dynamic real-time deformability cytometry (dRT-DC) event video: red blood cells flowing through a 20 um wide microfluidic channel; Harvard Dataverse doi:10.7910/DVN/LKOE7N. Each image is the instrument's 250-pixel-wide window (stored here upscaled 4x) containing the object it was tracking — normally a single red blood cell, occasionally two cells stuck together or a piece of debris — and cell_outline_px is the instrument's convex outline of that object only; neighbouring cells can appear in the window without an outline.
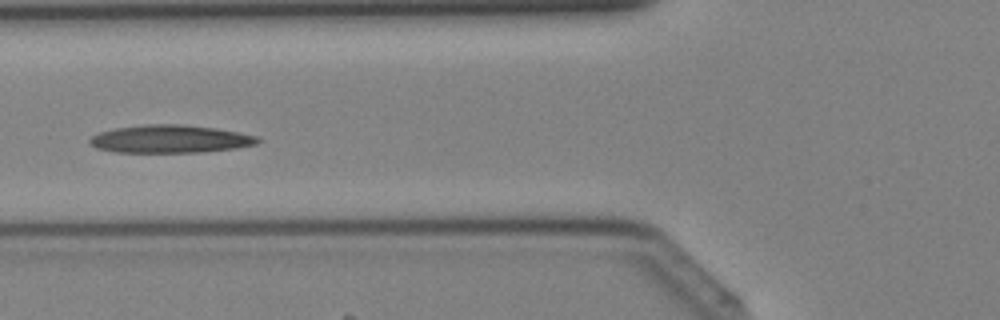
{"species": "Egyptian fruit bat (a non-hibernating species)", "species_latin": "Rousettus aegyptiacus", "temperature_condition": "cold", "stored_images_in_passage": 30, "camera_frame_rate_fps": 3000, "um_per_image_px": 0.085, "animal": {"sex": "female"}, "frame": {"image": 1, "passage_image": 5, "time_ms": 1.333, "image_size_px": [1000, 320], "cell_outline_px": [[260, 140], [256, 144], [236, 148], [200, 152], [116, 152], [96, 148], [88, 144], [88, 140], [92, 136], [100, 132], [116, 128], [144, 124], [184, 124], [216, 128], [240, 132], [256, 136]], "centroid_in_image_um": [14.44, 11.81], "position_along_channel_um": 111.4, "area_um2": 27.34}}
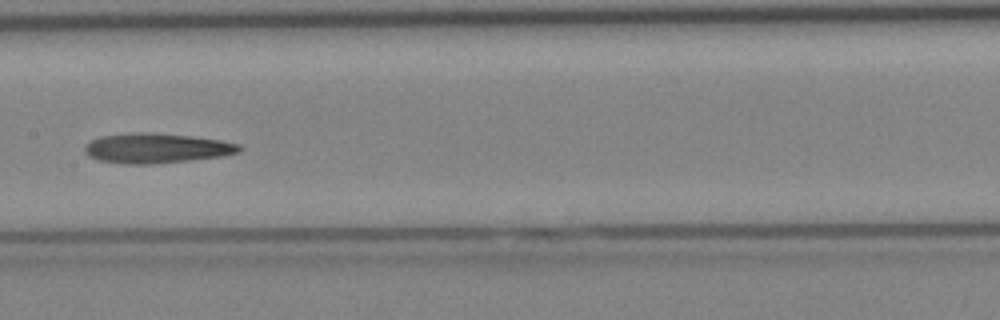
{"frame": {"image": 2, "passage_image": 10, "time_ms": 3.0, "image_size_px": [1000, 320], "cell_outline_px": [[244, 148], [240, 152], [220, 156], [188, 160], [148, 164], [128, 164], [100, 160], [88, 156], [84, 152], [84, 148], [92, 140], [100, 136], [128, 132], [148, 132], [192, 136], [220, 140], [240, 144]], "centroid_in_image_um": [13.3, 12.58], "position_along_channel_um": 194.1, "area_um2": 26.82}}
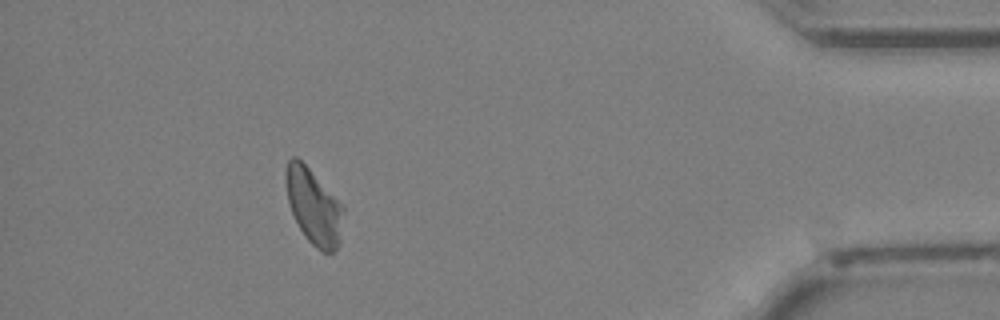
{"frame": {"image": 3, "passage_image": 26, "time_ms": 8.333, "image_size_px": [1000, 320], "cell_outline_px": [[344, 212], [340, 240], [336, 248], [332, 252], [320, 252], [308, 240], [300, 228], [292, 212], [288, 200], [284, 180], [284, 172], [288, 160], [292, 156], [296, 156], [308, 168], [344, 208]], "centroid_in_image_um": [26.63, 17.56], "position_along_channel_um": 408.6, "area_um2": 24.85}}